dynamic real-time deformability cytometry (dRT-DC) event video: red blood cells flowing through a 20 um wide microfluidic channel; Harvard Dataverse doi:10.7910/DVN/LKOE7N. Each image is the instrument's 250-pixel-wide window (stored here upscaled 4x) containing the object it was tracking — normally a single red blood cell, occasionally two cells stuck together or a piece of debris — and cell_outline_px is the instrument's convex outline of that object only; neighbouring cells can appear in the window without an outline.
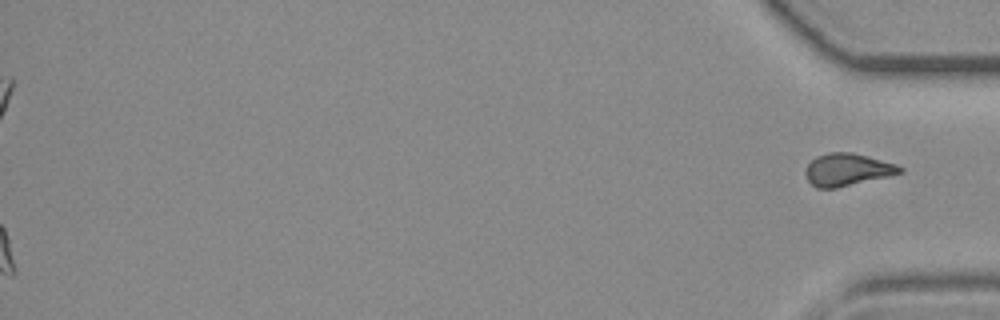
{"species": "common noctule bat (a hibernating species)", "species_latin": "Nyctalus noctula", "temperature_condition": "room temperature", "stored_images_in_passage": 46, "camera_frame_rate_fps": 3000, "um_per_image_px": 0.085, "animal": {"sex": "female", "body_mass_g": 19.3, "forearm_length_mm": 54.1}, "frame": {"image": 1, "passage_image": 46, "time_ms": 15.0, "image_size_px": [1000, 320], "cell_outline_px": [[904, 172], [888, 176], [836, 188], [816, 188], [808, 180], [804, 172], [808, 164], [816, 156], [828, 152], [852, 152], [868, 156], [896, 164], [904, 168]], "centroid_in_image_um": [72.02, 14.41], "position_along_channel_um": 363.2, "area_um2": 17.8}}